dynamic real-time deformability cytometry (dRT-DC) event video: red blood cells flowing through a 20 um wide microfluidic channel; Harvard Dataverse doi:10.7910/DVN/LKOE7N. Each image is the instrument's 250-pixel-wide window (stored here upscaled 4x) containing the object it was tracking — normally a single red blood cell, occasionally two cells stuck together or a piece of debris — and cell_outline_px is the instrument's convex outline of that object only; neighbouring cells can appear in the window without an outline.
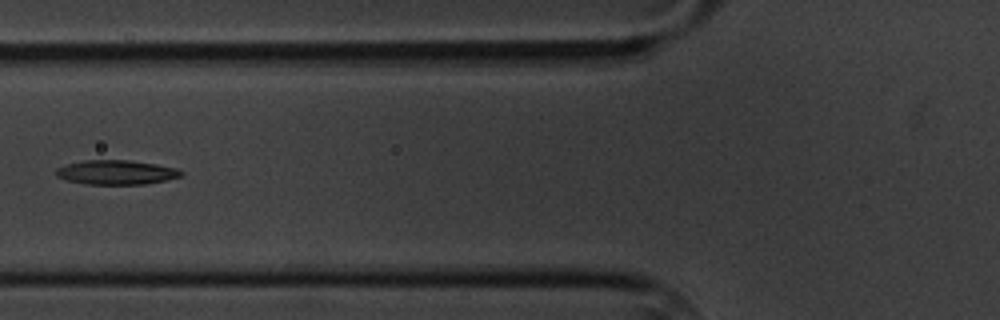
{"species": "common noctule bat (a hibernating species)", "species_latin": "Nyctalus noctula", "temperature_condition": "cold", "stored_images_in_passage": 8, "camera_frame_rate_fps": 3000, "um_per_image_px": 0.085, "animal": {"sex": "male", "body_mass_g": 20.1, "forearm_length_mm": 53.5}, "frame": {"image": 1, "passage_image": 2, "time_ms": 1.333, "image_size_px": [1000, 320], "cell_outline_px": [[184, 176], [144, 184], [84, 184], [64, 180], [56, 176], [56, 168], [64, 164], [84, 160], [128, 160], [156, 164], [176, 168], [184, 172]], "centroid_in_image_um": [9.85, 14.64], "position_along_channel_um": 116.0, "area_um2": 17.92}}
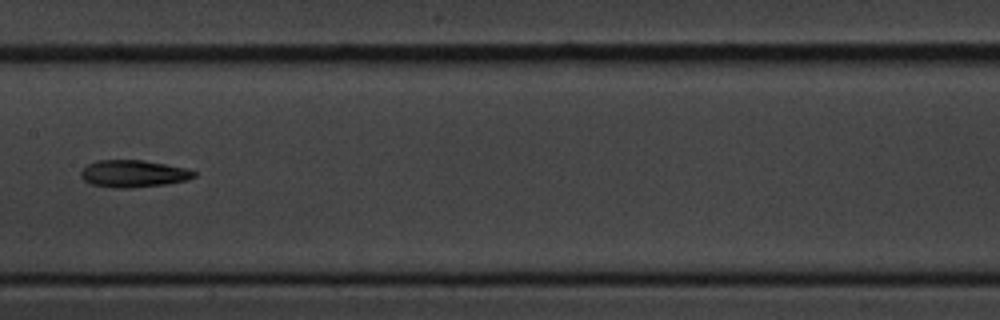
{"frame": {"image": 2, "passage_image": 4, "time_ms": 3.667, "image_size_px": [1000, 320], "cell_outline_px": [[196, 176], [188, 180], [164, 184], [132, 188], [112, 188], [88, 184], [80, 176], [80, 172], [88, 164], [96, 160], [144, 160], [188, 168], [196, 172]], "centroid_in_image_um": [11.33, 14.76], "position_along_channel_um": 196.1, "area_um2": 18.15}}
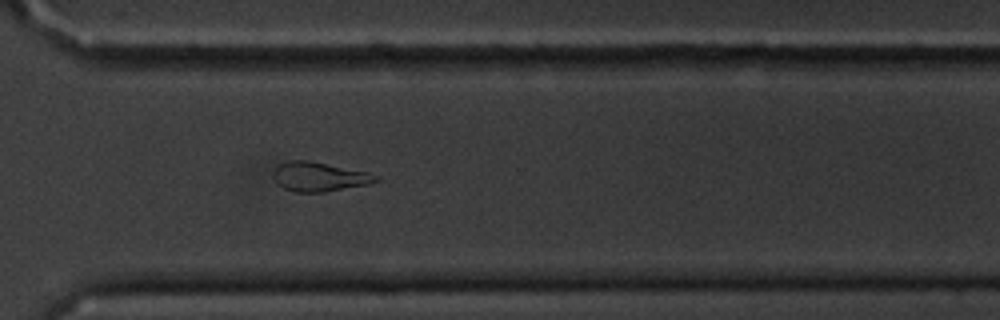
{"frame": {"image": 3, "passage_image": 8, "time_ms": 8.0, "image_size_px": [1000, 320], "cell_outline_px": [[380, 180], [368, 184], [324, 192], [296, 192], [284, 188], [276, 184], [272, 176], [272, 172], [280, 164], [288, 160], [308, 160], [368, 172], [380, 176]], "centroid_in_image_um": [27.11, 15.02], "position_along_channel_um": 343.5, "area_um2": 17.57}}